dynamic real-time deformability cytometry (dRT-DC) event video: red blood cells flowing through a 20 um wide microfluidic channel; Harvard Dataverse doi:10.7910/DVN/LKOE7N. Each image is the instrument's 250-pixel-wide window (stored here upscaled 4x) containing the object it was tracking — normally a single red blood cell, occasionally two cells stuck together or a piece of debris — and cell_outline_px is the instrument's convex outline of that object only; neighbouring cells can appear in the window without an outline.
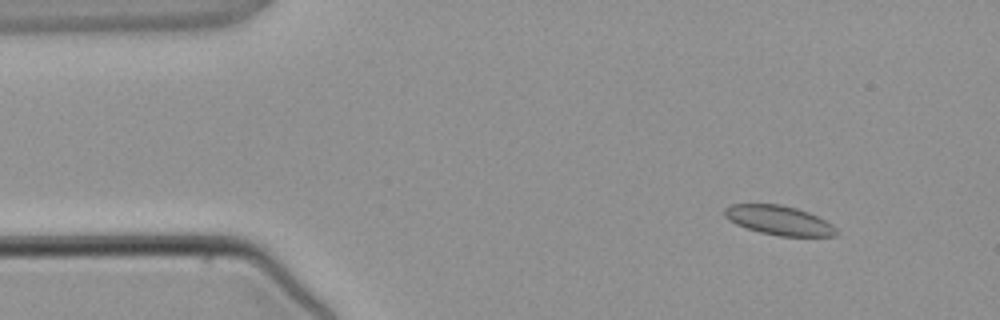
{"species": "common noctule bat (a hibernating species)", "species_latin": "Nyctalus noctula", "temperature_condition": "warm", "stored_images_in_passage": 2, "camera_frame_rate_fps": 3000, "um_per_image_px": 0.085, "animal": {"sex": "male", "body_mass_g": 21.5, "forearm_length_mm": 52.0}, "frame": {"image": 1, "passage_image": 1, "time_ms": 0.0, "image_size_px": [1000, 320], "cell_outline_px": [[840, 232], [836, 236], [780, 236], [760, 232], [736, 224], [728, 220], [724, 216], [724, 208], [732, 204], [780, 204], [796, 208], [808, 212], [832, 224]], "centroid_in_image_um": [66.22, 18.73], "position_along_channel_um": 18.8, "area_um2": 19.07}}
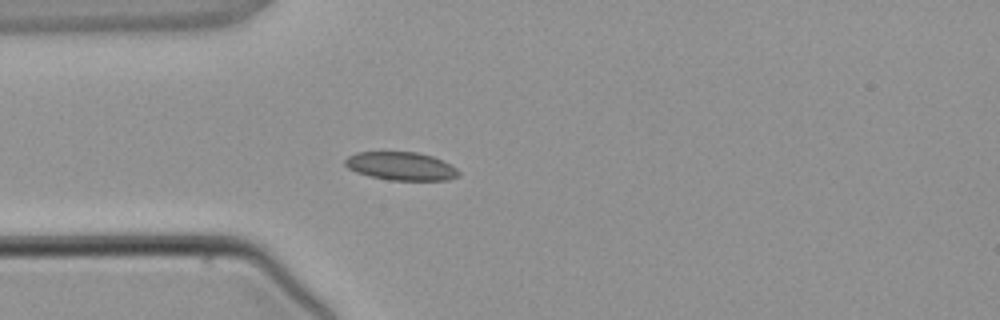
{"frame": {"image": 2, "passage_image": 2, "time_ms": 2.333, "image_size_px": [1000, 320], "cell_outline_px": [[460, 176], [448, 180], [388, 180], [356, 172], [348, 168], [344, 164], [344, 160], [348, 156], [356, 152], [416, 152], [432, 156], [456, 168], [460, 172]], "centroid_in_image_um": [34.07, 14.12], "position_along_channel_um": 50.9, "area_um2": 18.61}}